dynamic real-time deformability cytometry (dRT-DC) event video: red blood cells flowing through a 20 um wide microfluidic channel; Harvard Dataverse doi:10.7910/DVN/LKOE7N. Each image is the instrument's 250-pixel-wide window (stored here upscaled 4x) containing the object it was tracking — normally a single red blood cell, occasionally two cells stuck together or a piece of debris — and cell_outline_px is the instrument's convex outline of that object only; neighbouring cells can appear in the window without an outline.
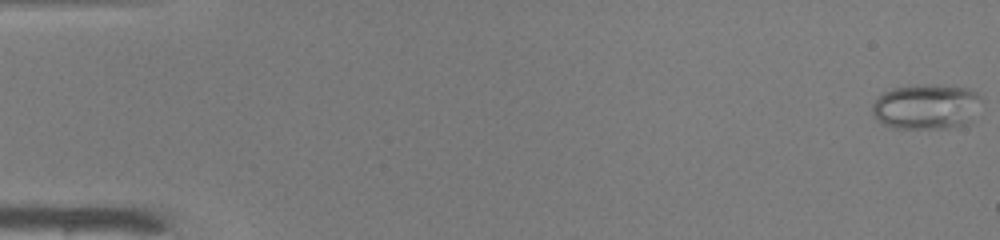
{"species": "common noctule bat (a hibernating species)", "species_latin": "Nyctalus noctula", "temperature_condition": "warm", "stored_images_in_passage": 7, "camera_frame_rate_fps": 3000, "um_per_image_px": 0.085, "animal": {"sex": "male", "body_mass_g": 19.0, "forearm_length_mm": 50.8}, "frame": {"image": 1, "passage_image": 1, "time_ms": 0.0, "image_size_px": [1000, 240], "cell_outline_px": [[980, 96], [960, 124], [948, 128], [896, 128], [884, 124], [872, 116], [872, 104], [884, 92], [892, 88], [924, 84], [968, 88], [976, 92]], "centroid_in_image_um": [78.55, 9.04], "position_along_channel_um": 6.4, "area_um2": 27.4}}